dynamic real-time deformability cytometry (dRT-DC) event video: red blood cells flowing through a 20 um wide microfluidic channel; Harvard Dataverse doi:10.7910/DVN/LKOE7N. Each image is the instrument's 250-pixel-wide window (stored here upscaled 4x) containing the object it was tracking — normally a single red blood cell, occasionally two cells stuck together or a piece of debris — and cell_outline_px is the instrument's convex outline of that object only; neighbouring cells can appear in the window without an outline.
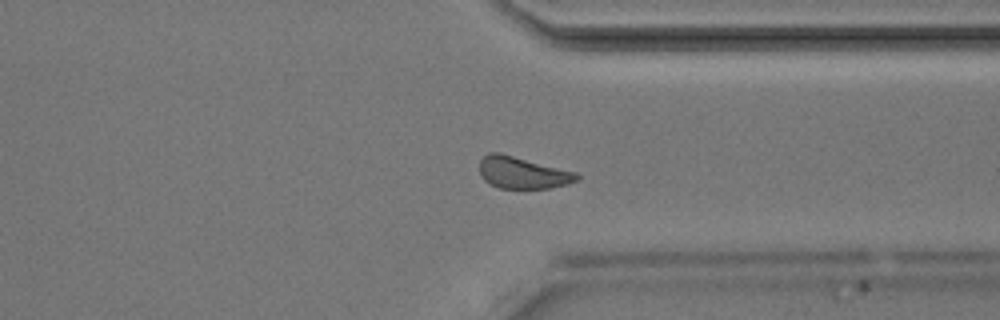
{"species": "Egyptian fruit bat (a non-hibernating species)", "species_latin": "Rousettus aegyptiacus", "temperature_condition": "room temperature", "stored_images_in_passage": 36, "camera_frame_rate_fps": 3000, "um_per_image_px": 0.085, "animal": {"sex": "male"}, "frame": {"image": 1, "passage_image": 26, "time_ms": 8.333, "image_size_px": [1000, 320], "cell_outline_px": [[580, 176], [576, 180], [568, 184], [552, 188], [500, 188], [488, 184], [484, 180], [480, 172], [480, 160], [488, 152], [496, 152], [576, 172]], "centroid_in_image_um": [44.4, 14.69], "position_along_channel_um": 367.0, "area_um2": 17.8}}
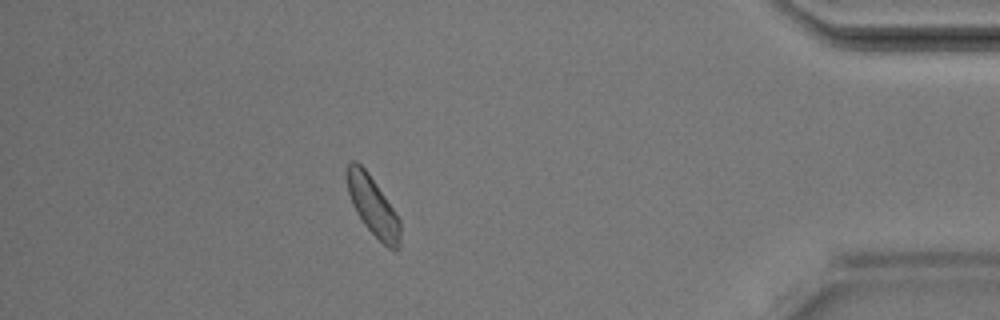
{"frame": {"image": 2, "passage_image": 31, "time_ms": 10.0, "image_size_px": [1000, 320], "cell_outline_px": [[400, 248], [396, 252], [388, 248], [364, 224], [356, 212], [352, 204], [348, 192], [348, 164], [352, 160], [356, 160], [368, 172], [400, 220]], "centroid_in_image_um": [31.72, 17.56], "position_along_channel_um": 403.5, "area_um2": 17.92}}